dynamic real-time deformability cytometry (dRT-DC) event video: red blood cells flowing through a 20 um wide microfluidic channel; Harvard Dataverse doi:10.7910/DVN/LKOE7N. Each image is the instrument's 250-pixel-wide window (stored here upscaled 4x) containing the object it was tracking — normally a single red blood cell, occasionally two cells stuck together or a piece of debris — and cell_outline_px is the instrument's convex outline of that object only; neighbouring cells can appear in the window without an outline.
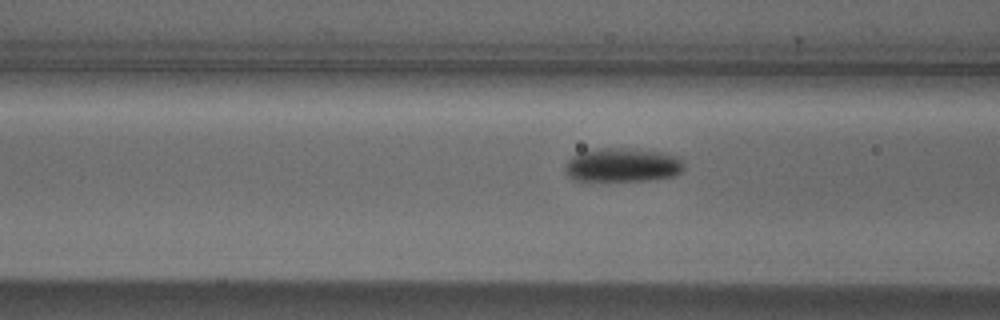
{"species": "Egyptian fruit bat (a non-hibernating species)", "species_latin": "Rousettus aegyptiacus", "temperature_condition": "cold", "stored_images_in_passage": 20, "camera_frame_rate_fps": 3000, "um_per_image_px": 0.085, "animal": {"sex": "male"}, "frame": {"image": 1, "passage_image": 18, "time_ms": 5.667, "image_size_px": [1000, 320], "cell_outline_px": [[684, 168], [680, 172], [672, 176], [644, 180], [572, 180], [568, 176], [564, 168], [564, 164], [572, 156], [580, 152], [600, 148], [632, 148], [660, 152], [680, 156], [684, 164]], "centroid_in_image_um": [52.9, 14.01], "position_along_channel_um": 113.7, "area_um2": 23.47}}